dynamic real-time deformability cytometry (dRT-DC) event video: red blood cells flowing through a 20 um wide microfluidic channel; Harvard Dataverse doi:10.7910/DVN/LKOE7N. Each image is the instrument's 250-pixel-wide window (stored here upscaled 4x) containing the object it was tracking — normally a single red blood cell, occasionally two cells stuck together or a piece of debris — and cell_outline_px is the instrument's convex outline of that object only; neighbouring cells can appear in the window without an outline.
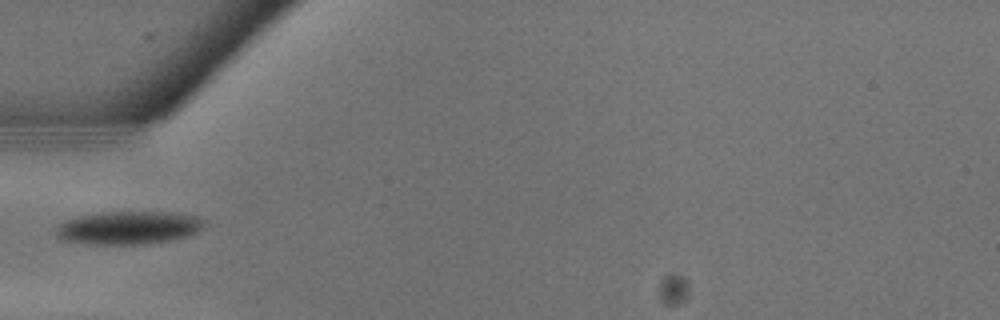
{"species": "common noctule bat (a hibernating species)", "species_latin": "Nyctalus noctula", "temperature_condition": "warm", "stored_images_in_passage": 4, "camera_frame_rate_fps": 3000, "um_per_image_px": 0.085, "animal": {"sex": "male", "body_mass_g": 13.3}, "frame": {"image": 1, "passage_image": 3, "time_ms": 0.667, "image_size_px": [1000, 320], "cell_outline_px": [[204, 224], [196, 232], [188, 236], [176, 240], [148, 244], [92, 244], [64, 240], [56, 236], [56, 228], [64, 220], [80, 216], [100, 212], [176, 212], [196, 216], [204, 220]], "centroid_in_image_um": [10.95, 19.36], "position_along_channel_um": 74.1, "area_um2": 28.73}}